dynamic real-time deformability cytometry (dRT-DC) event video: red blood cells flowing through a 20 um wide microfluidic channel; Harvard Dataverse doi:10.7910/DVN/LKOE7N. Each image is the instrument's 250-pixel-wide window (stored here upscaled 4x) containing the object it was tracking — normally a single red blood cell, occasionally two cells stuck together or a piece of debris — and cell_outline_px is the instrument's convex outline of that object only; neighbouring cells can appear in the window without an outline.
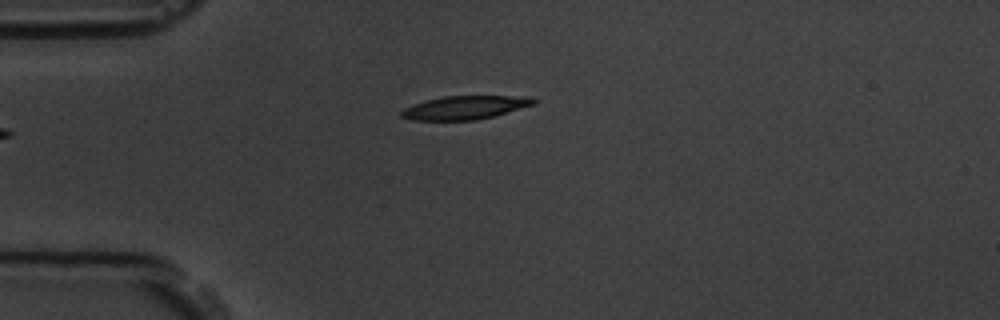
{"species": "common noctule bat (a hibernating species)", "species_latin": "Nyctalus noctula", "temperature_condition": "room temperature", "stored_images_in_passage": 5, "camera_frame_rate_fps": 3000, "um_per_image_px": 0.085, "animal": {"sex": "male", "body_mass_g": 19.5, "forearm_length_mm": 54.6}, "frame": {"image": 1, "passage_image": 5, "time_ms": 4.667, "image_size_px": [1000, 320], "cell_outline_px": [[536, 104], [492, 116], [476, 120], [412, 120], [400, 116], [400, 112], [404, 108], [412, 104], [444, 96], [508, 96], [536, 100]], "centroid_in_image_um": [39.43, 9.15], "position_along_channel_um": 45.6, "area_um2": 17.69}}